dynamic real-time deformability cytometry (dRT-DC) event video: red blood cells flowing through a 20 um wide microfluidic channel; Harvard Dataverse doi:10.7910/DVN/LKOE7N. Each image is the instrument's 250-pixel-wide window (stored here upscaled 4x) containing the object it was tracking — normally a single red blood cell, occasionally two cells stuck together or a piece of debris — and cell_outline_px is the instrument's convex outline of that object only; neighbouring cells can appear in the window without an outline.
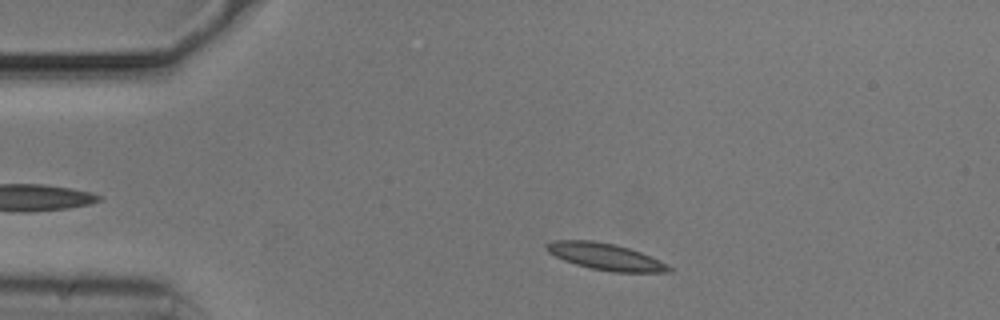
{"species": "common noctule bat (a hibernating species)", "species_latin": "Nyctalus noctula", "temperature_condition": "cold", "stored_images_in_passage": 39, "camera_frame_rate_fps": 3000, "um_per_image_px": 0.085, "animal": {"sex": "male", "body_mass_g": 20.5, "forearm_length_mm": 52.5}, "frame": {"image": 1, "passage_image": 5, "time_ms": 1.333, "image_size_px": [1000, 320], "cell_outline_px": [[672, 272], [612, 272], [592, 268], [576, 264], [564, 260], [548, 252], [544, 248], [544, 244], [552, 240], [592, 240], [616, 244], [640, 252], [668, 264], [672, 268]], "centroid_in_image_um": [51.44, 21.8], "position_along_channel_um": 33.6, "area_um2": 19.02}}
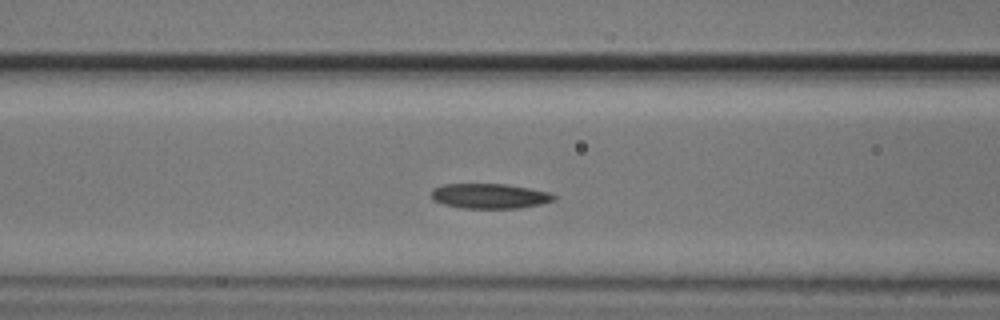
{"frame": {"image": 2, "passage_image": 16, "time_ms": 5.0, "image_size_px": [1000, 320], "cell_outline_px": [[556, 200], [540, 204], [520, 208], [460, 208], [444, 204], [432, 200], [432, 188], [444, 184], [504, 184], [532, 188], [552, 192], [556, 196]], "centroid_in_image_um": [41.65, 16.66], "position_along_channel_um": 124.9, "area_um2": 18.03}}
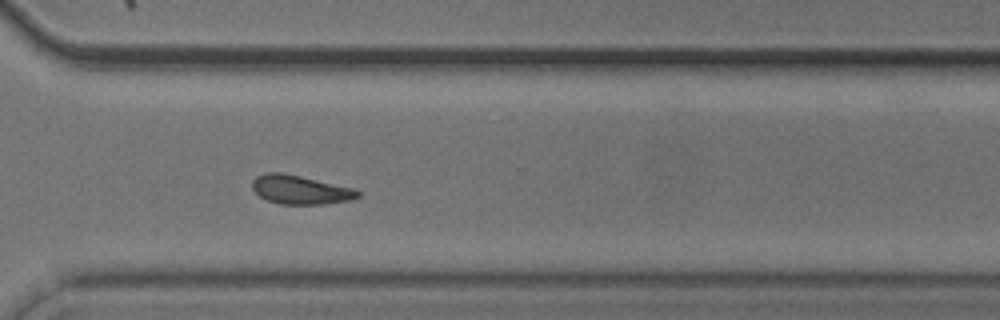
{"frame": {"image": 3, "passage_image": 34, "time_ms": 11.0, "image_size_px": [1000, 320], "cell_outline_px": [[360, 196], [348, 200], [324, 204], [280, 204], [268, 200], [260, 196], [252, 188], [252, 180], [256, 176], [268, 172], [280, 172], [300, 176], [352, 188], [360, 192]], "centroid_in_image_um": [25.49, 16.12], "position_along_channel_um": 345.1, "area_um2": 17.46}, "authors_computed_cell_mechanics": {"area_um2": 18.3226, "velocity_mm_per_s": 3.6691, "shape_relaxation_time_tau1_ms": 3.9786, "shape_relaxation_time_tau2_ms": 4.2589, "deformation_change_tau1": 0.1, "deformation_change_tau2": 0.0903}}